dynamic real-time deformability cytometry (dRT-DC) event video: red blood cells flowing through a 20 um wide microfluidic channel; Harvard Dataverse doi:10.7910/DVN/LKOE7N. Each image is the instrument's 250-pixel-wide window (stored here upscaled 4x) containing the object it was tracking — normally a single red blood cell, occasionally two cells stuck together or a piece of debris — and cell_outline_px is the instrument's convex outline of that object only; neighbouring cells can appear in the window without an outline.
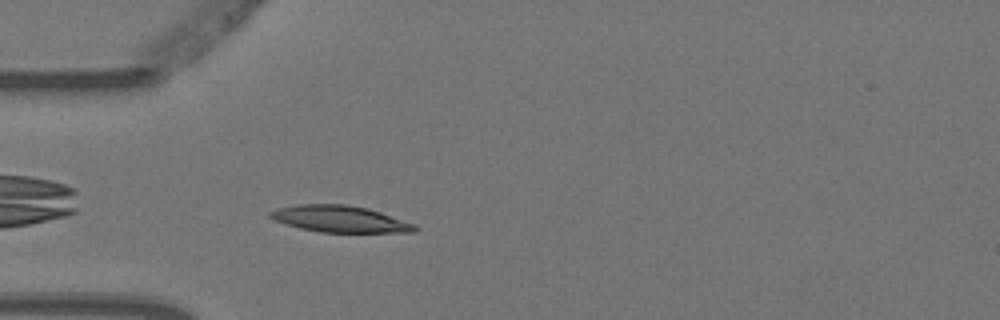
{"species": "Egyptian fruit bat (a non-hibernating species)", "species_latin": "Rousettus aegyptiacus", "temperature_condition": "warm", "stored_images_in_passage": 4, "camera_frame_rate_fps": 3000, "um_per_image_px": 0.085, "animal": {"sex": "female"}, "frame": {"image": 1, "passage_image": 4, "time_ms": 1.0, "image_size_px": [1000, 320], "cell_outline_px": [[420, 228], [416, 232], [320, 232], [300, 228], [276, 220], [268, 216], [268, 212], [276, 208], [296, 204], [348, 204], [368, 208], [416, 224]], "centroid_in_image_um": [28.92, 18.6], "position_along_channel_um": 56.1, "area_um2": 22.48}}